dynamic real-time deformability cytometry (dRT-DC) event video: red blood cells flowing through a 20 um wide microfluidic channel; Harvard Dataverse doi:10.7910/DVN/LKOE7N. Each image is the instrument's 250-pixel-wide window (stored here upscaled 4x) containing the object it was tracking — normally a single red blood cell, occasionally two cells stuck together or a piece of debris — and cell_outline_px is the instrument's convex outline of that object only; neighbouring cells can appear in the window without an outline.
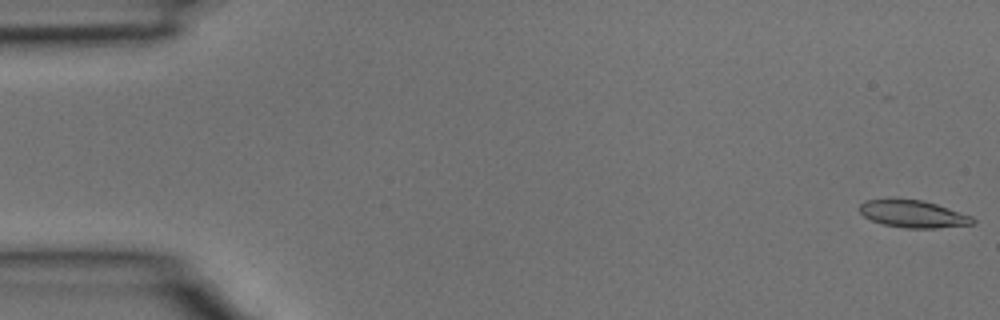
{"species": "common noctule bat (a hibernating species)", "species_latin": "Nyctalus noctula", "temperature_condition": "room temperature", "stored_images_in_passage": 37, "camera_frame_rate_fps": 3000, "um_per_image_px": 0.085, "animal": {"sex": "male", "body_mass_g": 15.6}, "frame": {"image": 1, "passage_image": 1, "time_ms": 0.0, "image_size_px": [1000, 320], "cell_outline_px": [[976, 220], [972, 224], [936, 228], [908, 228], [884, 224], [872, 220], [864, 216], [860, 212], [860, 204], [864, 200], [888, 196], [924, 200], [972, 216]], "centroid_in_image_um": [77.55, 18.13], "position_along_channel_um": 7.4, "area_um2": 18.44}}
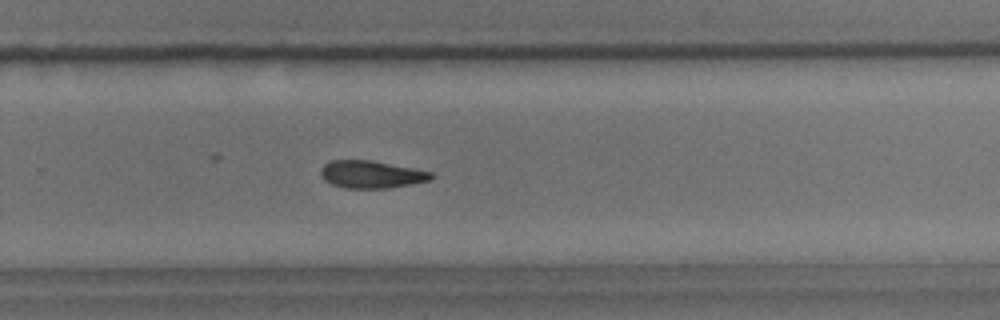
{"frame": {"image": 2, "passage_image": 26, "time_ms": 8.333, "image_size_px": [1000, 320], "cell_outline_px": [[436, 176], [432, 180], [412, 184], [388, 188], [344, 188], [332, 184], [324, 180], [320, 176], [320, 168], [328, 160], [372, 160], [416, 168], [432, 172]], "centroid_in_image_um": [31.58, 14.81], "position_along_channel_um": 298.2, "area_um2": 18.09}}
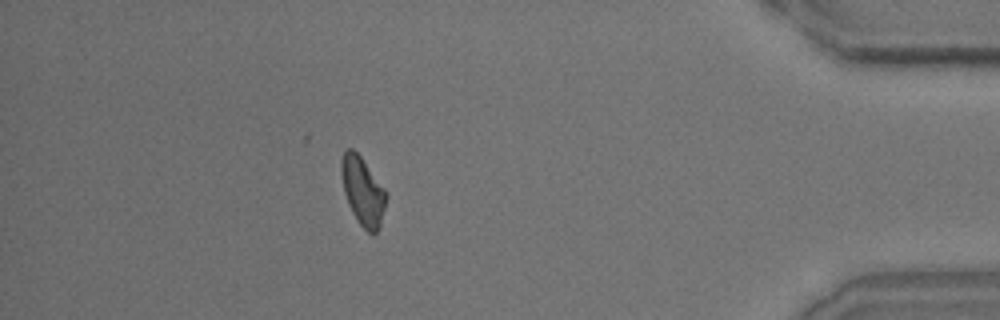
{"frame": {"image": 3, "passage_image": 35, "time_ms": 11.333, "image_size_px": [1000, 320], "cell_outline_px": [[388, 196], [380, 224], [376, 232], [372, 236], [360, 224], [352, 212], [348, 204], [344, 192], [340, 172], [340, 160], [344, 148], [352, 148], [360, 156], [388, 192]], "centroid_in_image_um": [30.82, 16.22], "position_along_channel_um": 404.4, "area_um2": 18.03}}